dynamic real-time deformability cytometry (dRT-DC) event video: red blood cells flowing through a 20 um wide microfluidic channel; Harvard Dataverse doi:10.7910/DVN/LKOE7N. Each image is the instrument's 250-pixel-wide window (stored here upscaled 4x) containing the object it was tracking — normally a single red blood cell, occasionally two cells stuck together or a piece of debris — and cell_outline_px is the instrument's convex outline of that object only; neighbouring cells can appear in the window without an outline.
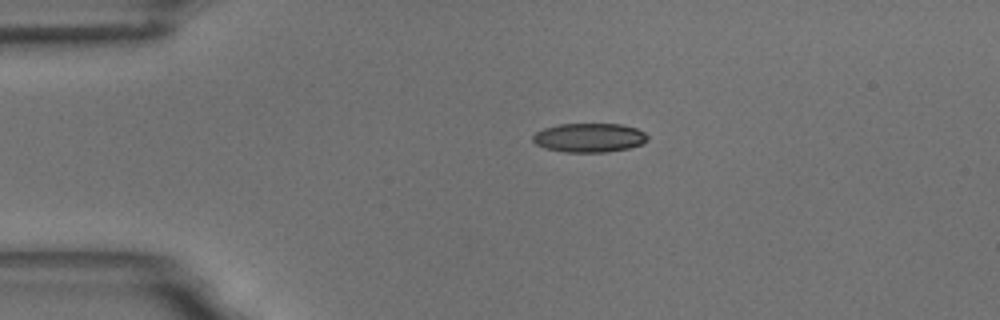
{"species": "common noctule bat (a hibernating species)", "species_latin": "Nyctalus noctula", "temperature_condition": "room temperature", "stored_images_in_passage": 45, "camera_frame_rate_fps": 3000, "um_per_image_px": 0.085, "animal": {"sex": "male", "body_mass_g": 18.8}, "frame": {"image": 1, "passage_image": 1, "time_ms": 0.0, "image_size_px": [1000, 320], "cell_outline_px": [[648, 140], [644, 144], [628, 148], [608, 152], [564, 152], [544, 148], [536, 144], [532, 140], [532, 136], [536, 132], [544, 128], [560, 124], [620, 124], [636, 128], [644, 132], [648, 136]], "centroid_in_image_um": [50.09, 11.71], "position_along_channel_um": 34.9, "area_um2": 19.54}}
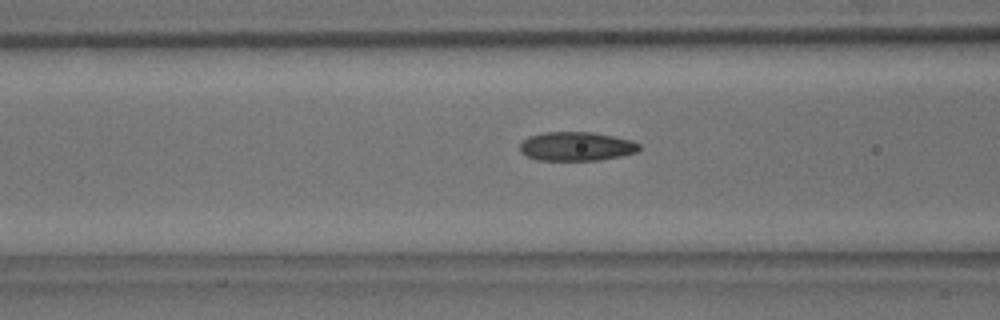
{"frame": {"image": 2, "passage_image": 11, "time_ms": 3.333, "image_size_px": [1000, 320], "cell_outline_px": [[640, 148], [636, 152], [620, 156], [600, 160], [536, 160], [520, 152], [520, 144], [528, 136], [544, 132], [592, 132], [632, 140], [640, 144]], "centroid_in_image_um": [48.98, 12.44], "position_along_channel_um": 117.6, "area_um2": 20.11}}
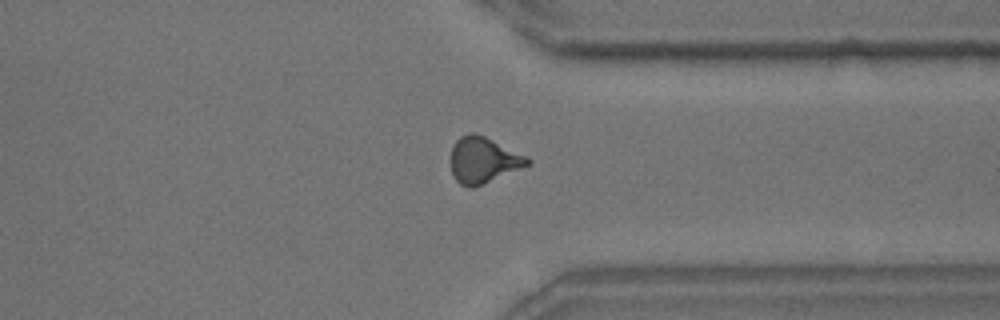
{"frame": {"image": 3, "passage_image": 32, "time_ms": 10.333, "image_size_px": [1000, 320], "cell_outline_px": [[532, 164], [472, 188], [468, 188], [460, 184], [452, 176], [448, 160], [452, 144], [460, 136], [468, 132], [472, 132], [484, 136], [528, 156], [532, 160]], "centroid_in_image_um": [41.04, 13.6], "position_along_channel_um": 370.4, "area_um2": 21.1}, "authors_computed_cell_mechanics": {"area_um2": 19.941, "velocity_mm_per_s": 3.6245, "shape_relaxation_time_tau1_ms": 5.1089, "shape_relaxation_time_tau2_ms": 1.4901, "deformation_change_tau1": 0.1608, "deformation_change_tau2": 0.0836}}